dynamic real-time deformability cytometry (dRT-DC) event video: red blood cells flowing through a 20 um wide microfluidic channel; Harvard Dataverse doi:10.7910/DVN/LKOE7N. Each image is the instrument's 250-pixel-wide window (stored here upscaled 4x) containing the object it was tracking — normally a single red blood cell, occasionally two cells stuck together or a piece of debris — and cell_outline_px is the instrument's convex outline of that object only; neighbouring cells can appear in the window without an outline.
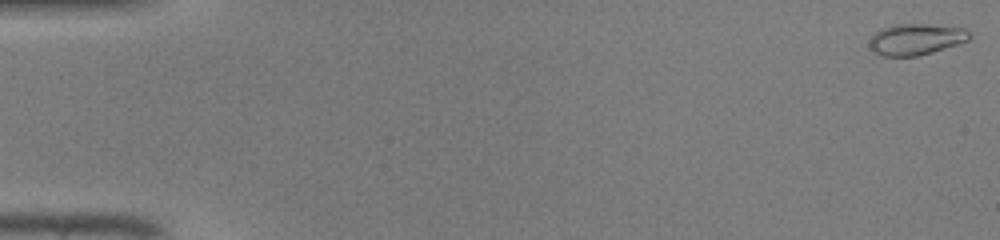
{"species": "common noctule bat (a hibernating species)", "species_latin": "Nyctalus noctula", "temperature_condition": "warm", "stored_images_in_passage": 48, "camera_frame_rate_fps": 3000, "um_per_image_px": 0.085, "animal": {"sex": "male", "body_mass_g": 19.0, "forearm_length_mm": 50.8}, "frame": {"image": 1, "passage_image": 1, "time_ms": 0.0, "image_size_px": [1000, 240], "cell_outline_px": [[968, 40], [956, 44], [916, 56], [884, 56], [872, 52], [868, 44], [872, 36], [876, 32], [892, 24], [928, 24], [964, 28], [968, 32]], "centroid_in_image_um": [77.78, 3.33], "position_along_channel_um": 7.2, "area_um2": 17.86}}
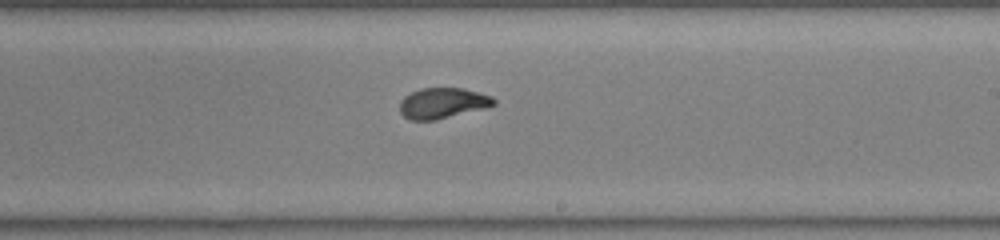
{"frame": {"image": 2, "passage_image": 29, "time_ms": 9.333, "image_size_px": [1000, 240], "cell_outline_px": [[496, 104], [488, 108], [436, 120], [412, 120], [404, 116], [400, 112], [400, 100], [404, 96], [420, 88], [464, 88], [492, 96], [496, 100]], "centroid_in_image_um": [37.66, 8.77], "position_along_channel_um": 251.3, "area_um2": 16.99}}
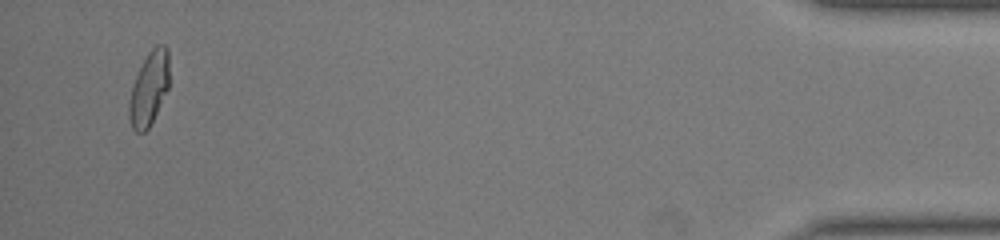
{"frame": {"image": 3, "passage_image": 46, "time_ms": 15.0, "image_size_px": [1000, 240], "cell_outline_px": [[168, 88], [148, 128], [144, 132], [136, 132], [132, 128], [128, 116], [128, 104], [132, 88], [136, 76], [148, 52], [156, 44], [164, 44], [168, 48]], "centroid_in_image_um": [12.66, 7.51], "position_along_channel_um": 422.5, "area_um2": 16.94}, "authors_computed_cell_mechanics": {"area_um2": 17.1666, "velocity_mm_per_s": 4.3489, "shape_relaxation_time_tau1_ms": 5.6343, "shape_relaxation_time_tau2_ms": 0.7705, "deformation_change_tau1": 0.2431, "deformation_change_tau2": 0.0608}}